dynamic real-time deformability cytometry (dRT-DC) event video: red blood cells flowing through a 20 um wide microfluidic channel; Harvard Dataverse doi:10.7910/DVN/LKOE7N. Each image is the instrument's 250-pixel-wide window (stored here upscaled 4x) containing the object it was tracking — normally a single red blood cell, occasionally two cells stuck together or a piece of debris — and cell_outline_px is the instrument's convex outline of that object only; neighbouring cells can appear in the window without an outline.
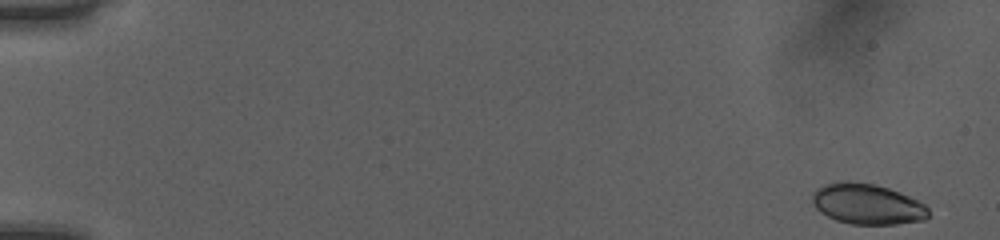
{"species": "human", "species_latin": "Homo sapiens", "temperature_condition": "room temperature", "stored_images_in_passage": 50, "camera_frame_rate_fps": 3000, "um_per_image_px": 0.085, "donor": {"sex": "female"}, "frame": {"image": 1, "passage_image": 1, "time_ms": 0.0, "image_size_px": [1000, 240], "cell_outline_px": [[928, 216], [924, 220], [896, 224], [852, 224], [836, 220], [820, 212], [812, 204], [812, 192], [816, 188], [824, 184], [836, 180], [848, 180], [876, 184], [900, 192], [924, 204], [928, 208]], "centroid_in_image_um": [73.66, 17.32], "position_along_channel_um": 11.3, "area_um2": 27.74}}
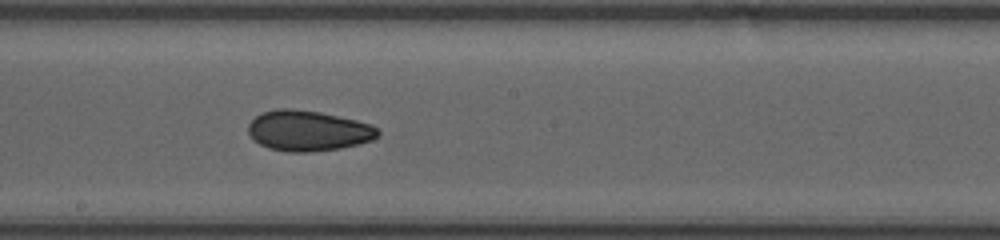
{"frame": {"image": 2, "passage_image": 29, "time_ms": 9.333, "image_size_px": [1000, 240], "cell_outline_px": [[380, 132], [372, 140], [340, 148], [308, 152], [288, 152], [268, 148], [260, 144], [248, 132], [248, 124], [256, 116], [264, 112], [276, 108], [292, 108], [320, 112], [356, 120], [372, 124]], "centroid_in_image_um": [26.18, 11.1], "position_along_channel_um": 222.0, "area_um2": 30.4}}
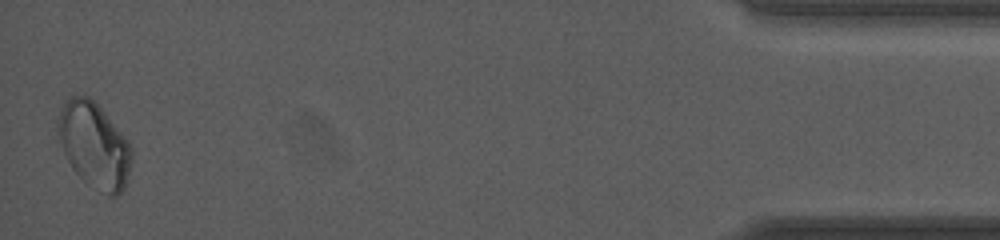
{"frame": {"image": 3, "passage_image": 50, "time_ms": 16.333, "image_size_px": [1000, 240], "cell_outline_px": [[132, 156], [124, 188], [116, 196], [108, 196], [92, 188], [72, 168], [64, 152], [56, 128], [56, 124], [60, 108], [64, 100], [72, 96], [88, 96], [100, 108], [128, 140], [132, 148]], "centroid_in_image_um": [7.98, 12.34], "position_along_channel_um": 427.2, "area_um2": 36.41}, "authors_computed_cell_mechanics": {"area_um2": 29.7959, "velocity_mm_per_s": 4.0502, "shape_relaxation_time_tau1_ms": 4.5165, "shape_relaxation_time_tau2_ms": 6.8414, "deformation_change_tau1": 0.0836, "deformation_change_tau2": 0.0657}}